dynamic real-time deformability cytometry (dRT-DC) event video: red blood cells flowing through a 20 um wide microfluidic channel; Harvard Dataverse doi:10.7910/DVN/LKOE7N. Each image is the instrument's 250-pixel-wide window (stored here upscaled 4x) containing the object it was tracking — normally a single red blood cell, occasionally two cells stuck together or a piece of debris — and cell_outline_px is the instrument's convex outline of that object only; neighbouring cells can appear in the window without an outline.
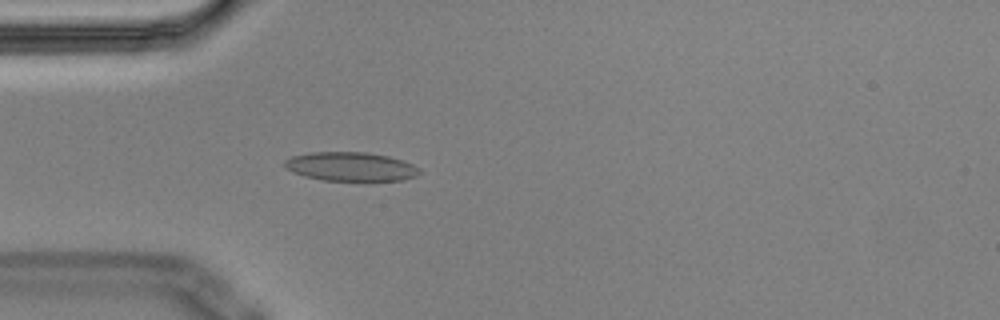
{"species": "Egyptian fruit bat (a non-hibernating species)", "species_latin": "Rousettus aegyptiacus", "temperature_condition": "cold", "stored_images_in_passage": 5, "camera_frame_rate_fps": 3000, "um_per_image_px": 0.085, "animal": {"sex": "male"}, "frame": {"image": 1, "passage_image": 5, "time_ms": 1.333, "image_size_px": [1000, 320], "cell_outline_px": [[420, 172], [416, 176], [404, 180], [324, 180], [304, 176], [292, 172], [284, 168], [284, 160], [292, 156], [308, 152], [368, 152], [388, 156], [404, 160], [420, 168]], "centroid_in_image_um": [29.8, 14.15], "position_along_channel_um": 55.2, "area_um2": 22.83}}